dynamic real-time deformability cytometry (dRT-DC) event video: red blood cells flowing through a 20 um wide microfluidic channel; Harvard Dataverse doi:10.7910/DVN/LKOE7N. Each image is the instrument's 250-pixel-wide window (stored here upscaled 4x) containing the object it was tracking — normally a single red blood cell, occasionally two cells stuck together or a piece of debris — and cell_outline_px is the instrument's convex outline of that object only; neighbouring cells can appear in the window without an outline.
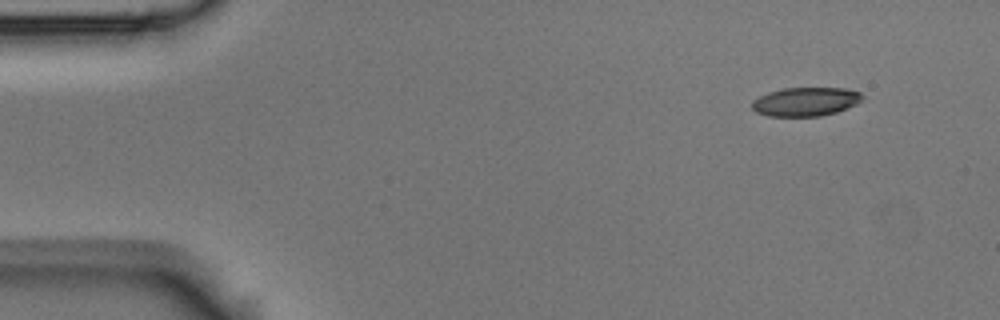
{"species": "Egyptian fruit bat (a non-hibernating species)", "species_latin": "Rousettus aegyptiacus", "temperature_condition": "room temperature", "stored_images_in_passage": 13, "camera_frame_rate_fps": 3000, "um_per_image_px": 0.085, "animal": {"sex": "male"}, "frame": {"image": 1, "passage_image": 1, "time_ms": 0.0, "image_size_px": [1000, 320], "cell_outline_px": [[864, 96], [856, 104], [836, 112], [820, 116], [768, 116], [756, 112], [752, 108], [752, 100], [768, 92], [784, 88], [844, 88], [860, 92]], "centroid_in_image_um": [68.46, 8.64], "position_along_channel_um": 16.5, "area_um2": 18.44}}
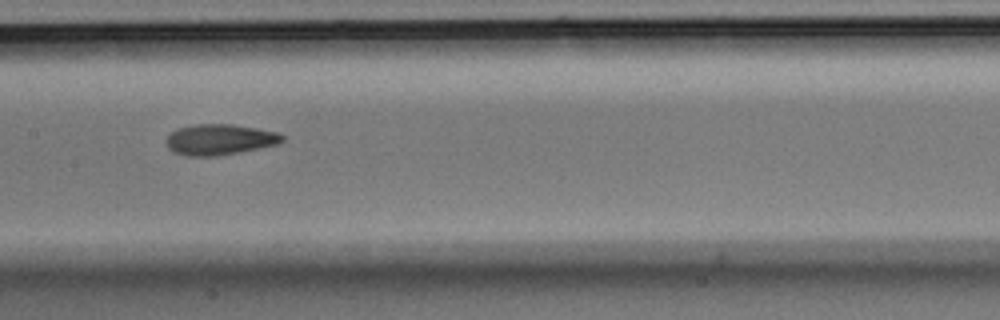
{"frame": {"image": 2, "passage_image": 6, "time_ms": 1.667, "image_size_px": [1000, 320], "cell_outline_px": [[284, 140], [280, 144], [240, 152], [216, 156], [188, 156], [176, 152], [168, 148], [164, 140], [172, 132], [180, 128], [196, 124], [232, 124], [256, 128], [276, 132], [284, 136]], "centroid_in_image_um": [18.69, 11.86], "position_along_channel_um": 188.7, "area_um2": 20.75}}
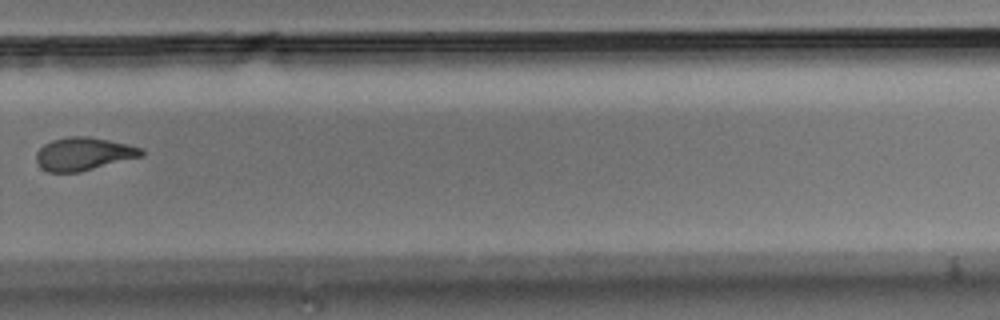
{"frame": {"image": 3, "passage_image": 9, "time_ms": 2.667, "image_size_px": [1000, 320], "cell_outline_px": [[144, 152], [140, 156], [80, 172], [48, 172], [40, 168], [36, 160], [36, 152], [44, 144], [52, 140], [68, 136], [88, 136], [128, 144], [144, 148]], "centroid_in_image_um": [7.07, 13.07], "position_along_channel_um": 322.7, "area_um2": 20.17}}